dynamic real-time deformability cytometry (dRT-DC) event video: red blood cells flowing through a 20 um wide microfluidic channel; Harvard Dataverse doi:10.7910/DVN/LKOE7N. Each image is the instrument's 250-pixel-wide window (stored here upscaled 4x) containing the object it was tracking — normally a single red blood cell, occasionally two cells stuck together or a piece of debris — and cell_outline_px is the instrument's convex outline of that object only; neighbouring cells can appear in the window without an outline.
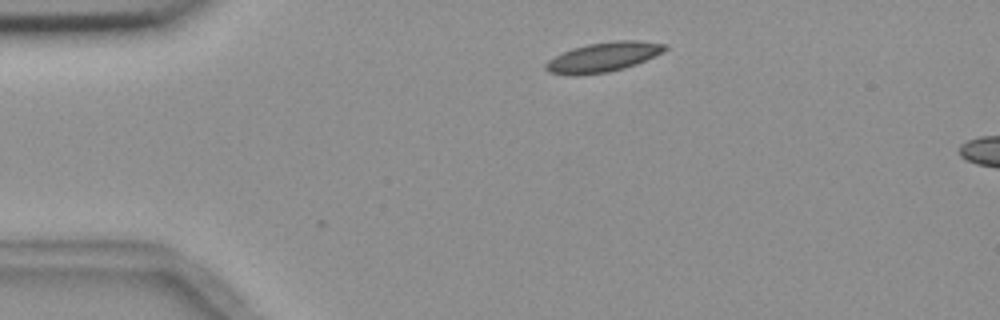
{"species": "common noctule bat (a hibernating species)", "species_latin": "Nyctalus noctula", "temperature_condition": "room temperature", "stored_images_in_passage": 6, "camera_frame_rate_fps": 3000, "um_per_image_px": 0.085, "animal": {"sex": "female", "body_mass_g": 18.4}, "frame": {"image": 1, "passage_image": 1, "time_ms": 0.0, "image_size_px": [1000, 320], "cell_outline_px": [[668, 48], [664, 52], [636, 64], [624, 68], [608, 72], [548, 72], [544, 68], [544, 64], [548, 60], [572, 48], [588, 44], [616, 40], [636, 40], [668, 44]], "centroid_in_image_um": [51.39, 4.79], "position_along_channel_um": 33.6, "area_um2": 19.77}}
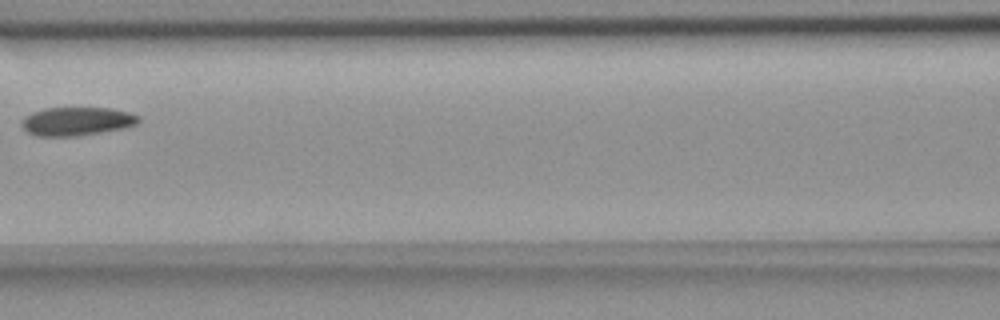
{"frame": {"image": 2, "passage_image": 5, "time_ms": 4.667, "image_size_px": [1000, 320], "cell_outline_px": [[140, 120], [136, 124], [124, 128], [76, 136], [36, 136], [28, 132], [20, 124], [24, 116], [32, 112], [44, 108], [112, 108], [128, 112], [140, 116]], "centroid_in_image_um": [6.51, 10.3], "position_along_channel_um": 160.1, "area_um2": 19.42}}
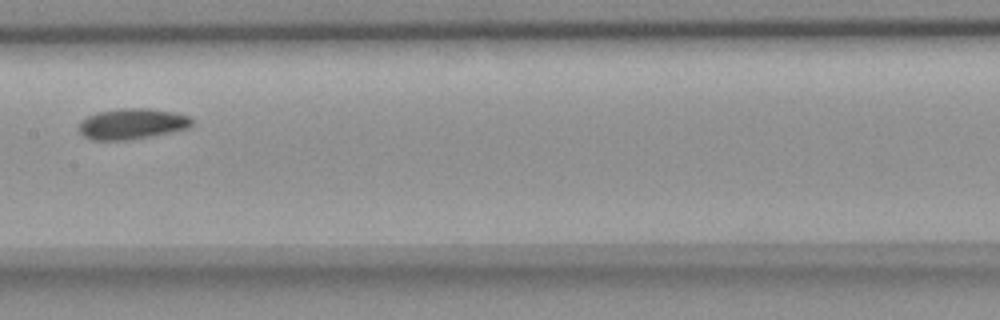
{"frame": {"image": 3, "passage_image": 6, "time_ms": 5.667, "image_size_px": [1000, 320], "cell_outline_px": [[192, 124], [188, 128], [148, 136], [124, 140], [92, 140], [84, 136], [80, 132], [80, 120], [96, 112], [120, 108], [148, 108], [172, 112], [192, 116]], "centroid_in_image_um": [11.21, 10.51], "position_along_channel_um": 196.2, "area_um2": 20.06}}